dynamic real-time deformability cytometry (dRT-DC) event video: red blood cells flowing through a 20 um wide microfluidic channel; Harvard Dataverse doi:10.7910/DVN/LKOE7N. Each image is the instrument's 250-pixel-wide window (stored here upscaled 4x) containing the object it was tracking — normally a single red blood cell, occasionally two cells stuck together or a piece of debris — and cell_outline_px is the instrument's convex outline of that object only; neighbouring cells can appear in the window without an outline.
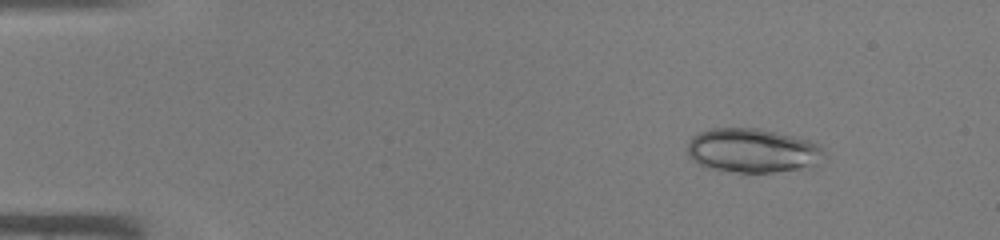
{"species": "common noctule bat (a hibernating species)", "species_latin": "Nyctalus noctula", "temperature_condition": "warm", "stored_images_in_passage": 45, "segment_of_instrument_passage": [1, 2], "camera_frame_rate_fps": 3000, "um_per_image_px": 0.085, "animal": {"sex": "male", "body_mass_g": 19.0, "forearm_length_mm": 50.8}, "frame": {"image": 1, "passage_image": 6, "time_ms": 1.667, "image_size_px": [1000, 240], "cell_outline_px": [[828, 160], [816, 164], [800, 168], [772, 172], [736, 172], [708, 168], [692, 160], [688, 156], [688, 144], [692, 136], [708, 128], [760, 128], [808, 140], [820, 144]], "centroid_in_image_um": [63.98, 12.79], "position_along_channel_um": 21.0, "area_um2": 35.32}}